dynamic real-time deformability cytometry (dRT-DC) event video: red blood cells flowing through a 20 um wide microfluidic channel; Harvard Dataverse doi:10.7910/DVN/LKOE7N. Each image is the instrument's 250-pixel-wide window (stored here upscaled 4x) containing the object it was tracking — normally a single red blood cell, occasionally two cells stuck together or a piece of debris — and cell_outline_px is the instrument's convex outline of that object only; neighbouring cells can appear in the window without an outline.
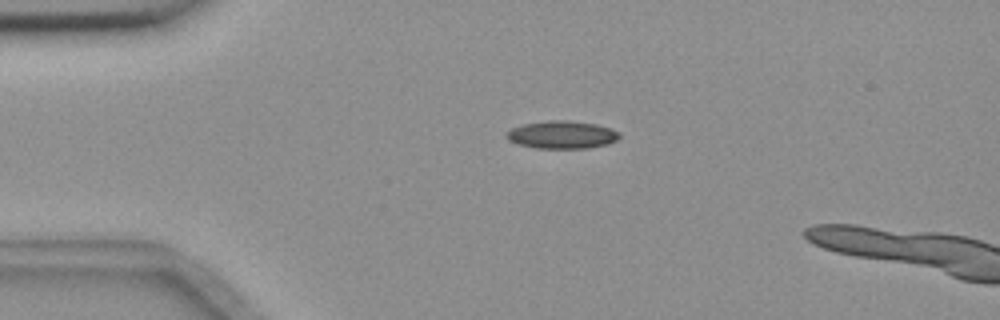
{"species": "common noctule bat (a hibernating species)", "species_latin": "Nyctalus noctula", "temperature_condition": "room temperature", "stored_images_in_passage": 6, "camera_frame_rate_fps": 3000, "um_per_image_px": 0.085, "animal": {"sex": "female", "body_mass_g": 18.4}, "frame": {"image": 1, "passage_image": 2, "time_ms": 0.333, "image_size_px": [1000, 320], "cell_outline_px": [[620, 136], [616, 140], [608, 144], [588, 148], [536, 148], [520, 144], [508, 140], [504, 136], [512, 128], [524, 124], [548, 120], [568, 120], [596, 124], [612, 128], [620, 132]], "centroid_in_image_um": [47.79, 11.45], "position_along_channel_um": 37.2, "area_um2": 18.26}}